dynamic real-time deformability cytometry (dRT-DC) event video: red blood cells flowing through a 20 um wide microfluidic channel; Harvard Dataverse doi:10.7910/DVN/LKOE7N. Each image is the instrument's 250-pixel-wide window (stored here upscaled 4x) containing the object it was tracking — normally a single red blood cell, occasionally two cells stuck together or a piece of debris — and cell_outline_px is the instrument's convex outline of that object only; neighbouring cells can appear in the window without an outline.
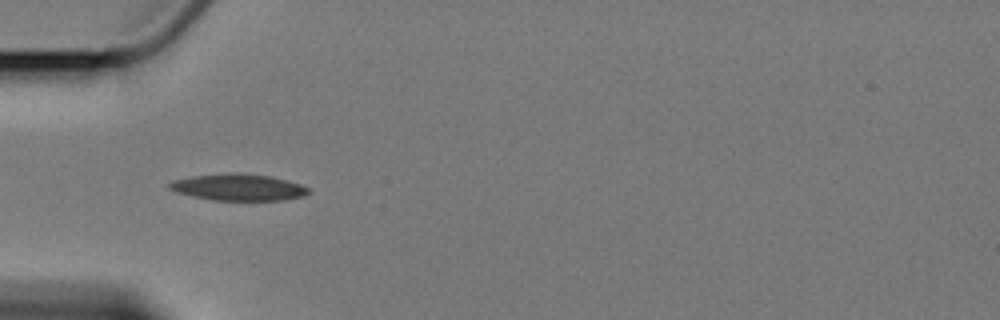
{"species": "Egyptian fruit bat (a non-hibernating species)", "species_latin": "Rousettus aegyptiacus", "temperature_condition": "cold", "stored_images_in_passage": 3, "camera_frame_rate_fps": 3000, "um_per_image_px": 0.085, "animal": {"sex": "female"}, "frame": {"image": 1, "passage_image": 1, "time_ms": 0.0, "image_size_px": [1000, 320], "cell_outline_px": [[312, 192], [300, 196], [284, 200], [212, 200], [192, 196], [176, 192], [168, 188], [168, 184], [172, 180], [192, 176], [268, 176], [300, 184], [308, 188]], "centroid_in_image_um": [20.24, 15.98], "position_along_channel_um": 64.8, "area_um2": 20.29}}
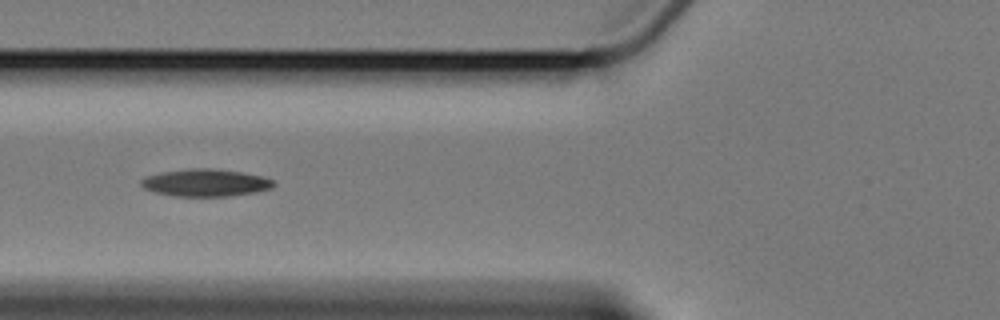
{"frame": {"image": 2, "passage_image": 2, "time_ms": 1.333, "image_size_px": [1000, 320], "cell_outline_px": [[276, 184], [272, 188], [256, 192], [228, 196], [176, 196], [156, 192], [144, 188], [140, 184], [140, 180], [148, 176], [160, 172], [188, 168], [212, 168], [240, 172], [260, 176], [272, 180]], "centroid_in_image_um": [17.46, 15.53], "position_along_channel_um": 108.3, "area_um2": 20.98}}
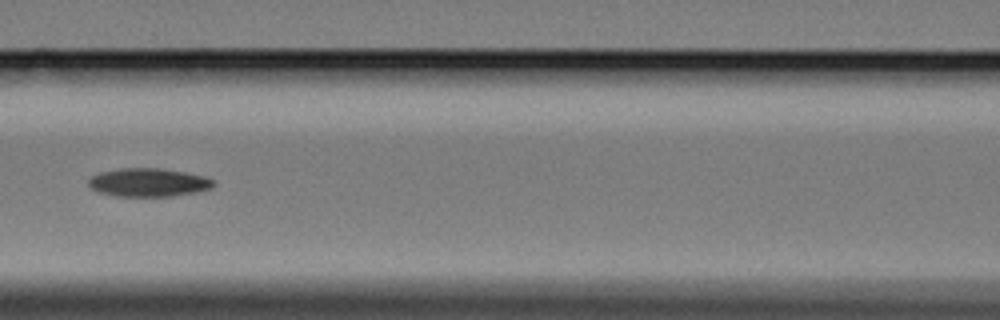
{"frame": {"image": 3, "passage_image": 3, "time_ms": 2.667, "image_size_px": [1000, 320], "cell_outline_px": [[216, 184], [212, 188], [196, 192], [172, 196], [116, 196], [100, 192], [92, 188], [88, 184], [88, 180], [92, 176], [100, 172], [120, 168], [160, 168], [184, 172], [204, 176], [216, 180]], "centroid_in_image_um": [12.66, 15.5], "position_along_channel_um": 153.9, "area_um2": 20.69}}